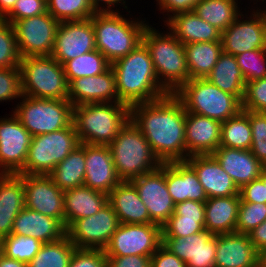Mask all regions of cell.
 <instances>
[{
  "label": "cell",
  "mask_w": 266,
  "mask_h": 267,
  "mask_svg": "<svg viewBox=\"0 0 266 267\" xmlns=\"http://www.w3.org/2000/svg\"><path fill=\"white\" fill-rule=\"evenodd\" d=\"M48 176L62 191L84 185L85 144L81 143L62 162L56 165Z\"/></svg>",
  "instance_id": "obj_35"
},
{
  "label": "cell",
  "mask_w": 266,
  "mask_h": 267,
  "mask_svg": "<svg viewBox=\"0 0 266 267\" xmlns=\"http://www.w3.org/2000/svg\"><path fill=\"white\" fill-rule=\"evenodd\" d=\"M107 203V194L85 185L64 191L65 228L75 220L96 214Z\"/></svg>",
  "instance_id": "obj_31"
},
{
  "label": "cell",
  "mask_w": 266,
  "mask_h": 267,
  "mask_svg": "<svg viewBox=\"0 0 266 267\" xmlns=\"http://www.w3.org/2000/svg\"><path fill=\"white\" fill-rule=\"evenodd\" d=\"M2 255V244H1V241H0V256Z\"/></svg>",
  "instance_id": "obj_63"
},
{
  "label": "cell",
  "mask_w": 266,
  "mask_h": 267,
  "mask_svg": "<svg viewBox=\"0 0 266 267\" xmlns=\"http://www.w3.org/2000/svg\"><path fill=\"white\" fill-rule=\"evenodd\" d=\"M266 220V203L240 202L235 232L249 234Z\"/></svg>",
  "instance_id": "obj_44"
},
{
  "label": "cell",
  "mask_w": 266,
  "mask_h": 267,
  "mask_svg": "<svg viewBox=\"0 0 266 267\" xmlns=\"http://www.w3.org/2000/svg\"><path fill=\"white\" fill-rule=\"evenodd\" d=\"M239 0H199L193 11L221 32L226 30L244 11ZM239 4V5H238ZM242 8V9H240Z\"/></svg>",
  "instance_id": "obj_36"
},
{
  "label": "cell",
  "mask_w": 266,
  "mask_h": 267,
  "mask_svg": "<svg viewBox=\"0 0 266 267\" xmlns=\"http://www.w3.org/2000/svg\"><path fill=\"white\" fill-rule=\"evenodd\" d=\"M0 267H27V264L15 259L7 258L2 254L0 256Z\"/></svg>",
  "instance_id": "obj_58"
},
{
  "label": "cell",
  "mask_w": 266,
  "mask_h": 267,
  "mask_svg": "<svg viewBox=\"0 0 266 267\" xmlns=\"http://www.w3.org/2000/svg\"><path fill=\"white\" fill-rule=\"evenodd\" d=\"M162 245V227L155 223H120L104 249L106 256H152Z\"/></svg>",
  "instance_id": "obj_12"
},
{
  "label": "cell",
  "mask_w": 266,
  "mask_h": 267,
  "mask_svg": "<svg viewBox=\"0 0 266 267\" xmlns=\"http://www.w3.org/2000/svg\"><path fill=\"white\" fill-rule=\"evenodd\" d=\"M111 64L97 49L87 52L63 64L66 79L70 84L74 79L102 74Z\"/></svg>",
  "instance_id": "obj_39"
},
{
  "label": "cell",
  "mask_w": 266,
  "mask_h": 267,
  "mask_svg": "<svg viewBox=\"0 0 266 267\" xmlns=\"http://www.w3.org/2000/svg\"><path fill=\"white\" fill-rule=\"evenodd\" d=\"M130 182L147 207L150 223L162 227L175 210V204L166 186V163H162L152 172L133 178Z\"/></svg>",
  "instance_id": "obj_16"
},
{
  "label": "cell",
  "mask_w": 266,
  "mask_h": 267,
  "mask_svg": "<svg viewBox=\"0 0 266 267\" xmlns=\"http://www.w3.org/2000/svg\"><path fill=\"white\" fill-rule=\"evenodd\" d=\"M166 186L175 205L185 200L208 199L196 172L186 161L166 163Z\"/></svg>",
  "instance_id": "obj_26"
},
{
  "label": "cell",
  "mask_w": 266,
  "mask_h": 267,
  "mask_svg": "<svg viewBox=\"0 0 266 267\" xmlns=\"http://www.w3.org/2000/svg\"><path fill=\"white\" fill-rule=\"evenodd\" d=\"M96 49L90 18L59 23L51 56L60 64Z\"/></svg>",
  "instance_id": "obj_17"
},
{
  "label": "cell",
  "mask_w": 266,
  "mask_h": 267,
  "mask_svg": "<svg viewBox=\"0 0 266 267\" xmlns=\"http://www.w3.org/2000/svg\"><path fill=\"white\" fill-rule=\"evenodd\" d=\"M242 109L266 113V77L246 83Z\"/></svg>",
  "instance_id": "obj_48"
},
{
  "label": "cell",
  "mask_w": 266,
  "mask_h": 267,
  "mask_svg": "<svg viewBox=\"0 0 266 267\" xmlns=\"http://www.w3.org/2000/svg\"><path fill=\"white\" fill-rule=\"evenodd\" d=\"M221 124L206 116L186 112L187 158L193 155H211L220 146Z\"/></svg>",
  "instance_id": "obj_23"
},
{
  "label": "cell",
  "mask_w": 266,
  "mask_h": 267,
  "mask_svg": "<svg viewBox=\"0 0 266 267\" xmlns=\"http://www.w3.org/2000/svg\"><path fill=\"white\" fill-rule=\"evenodd\" d=\"M47 11L59 22L84 20L95 13L90 0H47Z\"/></svg>",
  "instance_id": "obj_41"
},
{
  "label": "cell",
  "mask_w": 266,
  "mask_h": 267,
  "mask_svg": "<svg viewBox=\"0 0 266 267\" xmlns=\"http://www.w3.org/2000/svg\"><path fill=\"white\" fill-rule=\"evenodd\" d=\"M220 146L250 150L252 129L249 117L243 111L221 124Z\"/></svg>",
  "instance_id": "obj_38"
},
{
  "label": "cell",
  "mask_w": 266,
  "mask_h": 267,
  "mask_svg": "<svg viewBox=\"0 0 266 267\" xmlns=\"http://www.w3.org/2000/svg\"><path fill=\"white\" fill-rule=\"evenodd\" d=\"M2 254L28 264L44 244L38 239L24 235L10 234L1 240Z\"/></svg>",
  "instance_id": "obj_40"
},
{
  "label": "cell",
  "mask_w": 266,
  "mask_h": 267,
  "mask_svg": "<svg viewBox=\"0 0 266 267\" xmlns=\"http://www.w3.org/2000/svg\"><path fill=\"white\" fill-rule=\"evenodd\" d=\"M206 79L243 101L246 82L234 55L223 52Z\"/></svg>",
  "instance_id": "obj_33"
},
{
  "label": "cell",
  "mask_w": 266,
  "mask_h": 267,
  "mask_svg": "<svg viewBox=\"0 0 266 267\" xmlns=\"http://www.w3.org/2000/svg\"><path fill=\"white\" fill-rule=\"evenodd\" d=\"M164 26L184 45L221 41V31L201 19L193 10L171 15Z\"/></svg>",
  "instance_id": "obj_27"
},
{
  "label": "cell",
  "mask_w": 266,
  "mask_h": 267,
  "mask_svg": "<svg viewBox=\"0 0 266 267\" xmlns=\"http://www.w3.org/2000/svg\"><path fill=\"white\" fill-rule=\"evenodd\" d=\"M19 68L22 95L68 100L69 83L63 65L52 56L22 57Z\"/></svg>",
  "instance_id": "obj_8"
},
{
  "label": "cell",
  "mask_w": 266,
  "mask_h": 267,
  "mask_svg": "<svg viewBox=\"0 0 266 267\" xmlns=\"http://www.w3.org/2000/svg\"><path fill=\"white\" fill-rule=\"evenodd\" d=\"M25 207L58 219L65 226L64 191L48 175L23 174Z\"/></svg>",
  "instance_id": "obj_18"
},
{
  "label": "cell",
  "mask_w": 266,
  "mask_h": 267,
  "mask_svg": "<svg viewBox=\"0 0 266 267\" xmlns=\"http://www.w3.org/2000/svg\"><path fill=\"white\" fill-rule=\"evenodd\" d=\"M118 177L130 181L159 168L162 162L154 154L149 142L131 119L108 145Z\"/></svg>",
  "instance_id": "obj_6"
},
{
  "label": "cell",
  "mask_w": 266,
  "mask_h": 267,
  "mask_svg": "<svg viewBox=\"0 0 266 267\" xmlns=\"http://www.w3.org/2000/svg\"><path fill=\"white\" fill-rule=\"evenodd\" d=\"M250 6L253 5L248 7L251 11L244 8L247 13L242 12L221 32L224 53L236 56L250 50L266 49V8Z\"/></svg>",
  "instance_id": "obj_11"
},
{
  "label": "cell",
  "mask_w": 266,
  "mask_h": 267,
  "mask_svg": "<svg viewBox=\"0 0 266 267\" xmlns=\"http://www.w3.org/2000/svg\"><path fill=\"white\" fill-rule=\"evenodd\" d=\"M47 11V0H17L13 9L3 20L13 24L16 20L44 14Z\"/></svg>",
  "instance_id": "obj_49"
},
{
  "label": "cell",
  "mask_w": 266,
  "mask_h": 267,
  "mask_svg": "<svg viewBox=\"0 0 266 267\" xmlns=\"http://www.w3.org/2000/svg\"><path fill=\"white\" fill-rule=\"evenodd\" d=\"M259 179L264 183V185H266V168L264 169V171L262 172L261 176L259 177Z\"/></svg>",
  "instance_id": "obj_61"
},
{
  "label": "cell",
  "mask_w": 266,
  "mask_h": 267,
  "mask_svg": "<svg viewBox=\"0 0 266 267\" xmlns=\"http://www.w3.org/2000/svg\"><path fill=\"white\" fill-rule=\"evenodd\" d=\"M111 67L116 77L118 98L128 107L169 94L158 81L149 51L143 43L113 62Z\"/></svg>",
  "instance_id": "obj_2"
},
{
  "label": "cell",
  "mask_w": 266,
  "mask_h": 267,
  "mask_svg": "<svg viewBox=\"0 0 266 267\" xmlns=\"http://www.w3.org/2000/svg\"><path fill=\"white\" fill-rule=\"evenodd\" d=\"M75 249L65 235L60 240L44 243L27 267H68Z\"/></svg>",
  "instance_id": "obj_37"
},
{
  "label": "cell",
  "mask_w": 266,
  "mask_h": 267,
  "mask_svg": "<svg viewBox=\"0 0 266 267\" xmlns=\"http://www.w3.org/2000/svg\"><path fill=\"white\" fill-rule=\"evenodd\" d=\"M11 234L30 236L42 243H49L63 238L66 228L58 219L24 207L14 220Z\"/></svg>",
  "instance_id": "obj_28"
},
{
  "label": "cell",
  "mask_w": 266,
  "mask_h": 267,
  "mask_svg": "<svg viewBox=\"0 0 266 267\" xmlns=\"http://www.w3.org/2000/svg\"><path fill=\"white\" fill-rule=\"evenodd\" d=\"M108 267H151L150 256H106Z\"/></svg>",
  "instance_id": "obj_54"
},
{
  "label": "cell",
  "mask_w": 266,
  "mask_h": 267,
  "mask_svg": "<svg viewBox=\"0 0 266 267\" xmlns=\"http://www.w3.org/2000/svg\"><path fill=\"white\" fill-rule=\"evenodd\" d=\"M17 0H0V19H3L15 5Z\"/></svg>",
  "instance_id": "obj_59"
},
{
  "label": "cell",
  "mask_w": 266,
  "mask_h": 267,
  "mask_svg": "<svg viewBox=\"0 0 266 267\" xmlns=\"http://www.w3.org/2000/svg\"><path fill=\"white\" fill-rule=\"evenodd\" d=\"M248 117L252 129V154L266 167V113L242 110Z\"/></svg>",
  "instance_id": "obj_45"
},
{
  "label": "cell",
  "mask_w": 266,
  "mask_h": 267,
  "mask_svg": "<svg viewBox=\"0 0 266 267\" xmlns=\"http://www.w3.org/2000/svg\"><path fill=\"white\" fill-rule=\"evenodd\" d=\"M130 119V107L122 102L73 106V124L80 143L108 146Z\"/></svg>",
  "instance_id": "obj_5"
},
{
  "label": "cell",
  "mask_w": 266,
  "mask_h": 267,
  "mask_svg": "<svg viewBox=\"0 0 266 267\" xmlns=\"http://www.w3.org/2000/svg\"><path fill=\"white\" fill-rule=\"evenodd\" d=\"M14 106L12 113L32 136L58 131L73 121V106L69 100L23 95Z\"/></svg>",
  "instance_id": "obj_9"
},
{
  "label": "cell",
  "mask_w": 266,
  "mask_h": 267,
  "mask_svg": "<svg viewBox=\"0 0 266 267\" xmlns=\"http://www.w3.org/2000/svg\"><path fill=\"white\" fill-rule=\"evenodd\" d=\"M260 267H266V250L260 255Z\"/></svg>",
  "instance_id": "obj_60"
},
{
  "label": "cell",
  "mask_w": 266,
  "mask_h": 267,
  "mask_svg": "<svg viewBox=\"0 0 266 267\" xmlns=\"http://www.w3.org/2000/svg\"><path fill=\"white\" fill-rule=\"evenodd\" d=\"M151 267H186V263L161 245L150 257Z\"/></svg>",
  "instance_id": "obj_53"
},
{
  "label": "cell",
  "mask_w": 266,
  "mask_h": 267,
  "mask_svg": "<svg viewBox=\"0 0 266 267\" xmlns=\"http://www.w3.org/2000/svg\"><path fill=\"white\" fill-rule=\"evenodd\" d=\"M248 235L256 250L263 253L266 250V220Z\"/></svg>",
  "instance_id": "obj_57"
},
{
  "label": "cell",
  "mask_w": 266,
  "mask_h": 267,
  "mask_svg": "<svg viewBox=\"0 0 266 267\" xmlns=\"http://www.w3.org/2000/svg\"><path fill=\"white\" fill-rule=\"evenodd\" d=\"M174 95L181 101L186 112L221 123L243 110L242 101L237 96L222 91L206 78L190 79Z\"/></svg>",
  "instance_id": "obj_7"
},
{
  "label": "cell",
  "mask_w": 266,
  "mask_h": 267,
  "mask_svg": "<svg viewBox=\"0 0 266 267\" xmlns=\"http://www.w3.org/2000/svg\"><path fill=\"white\" fill-rule=\"evenodd\" d=\"M155 1H156L155 6H157L158 11L162 13L163 19H165L162 21L165 22L169 17H171V15L193 10L199 0H155Z\"/></svg>",
  "instance_id": "obj_51"
},
{
  "label": "cell",
  "mask_w": 266,
  "mask_h": 267,
  "mask_svg": "<svg viewBox=\"0 0 266 267\" xmlns=\"http://www.w3.org/2000/svg\"><path fill=\"white\" fill-rule=\"evenodd\" d=\"M24 207L23 174H0V241L12 233L14 220Z\"/></svg>",
  "instance_id": "obj_29"
},
{
  "label": "cell",
  "mask_w": 266,
  "mask_h": 267,
  "mask_svg": "<svg viewBox=\"0 0 266 267\" xmlns=\"http://www.w3.org/2000/svg\"><path fill=\"white\" fill-rule=\"evenodd\" d=\"M162 245L186 267H215L216 235L207 230L186 237L162 236Z\"/></svg>",
  "instance_id": "obj_19"
},
{
  "label": "cell",
  "mask_w": 266,
  "mask_h": 267,
  "mask_svg": "<svg viewBox=\"0 0 266 267\" xmlns=\"http://www.w3.org/2000/svg\"><path fill=\"white\" fill-rule=\"evenodd\" d=\"M59 23L48 12L16 20L12 25L21 58L51 56Z\"/></svg>",
  "instance_id": "obj_13"
},
{
  "label": "cell",
  "mask_w": 266,
  "mask_h": 267,
  "mask_svg": "<svg viewBox=\"0 0 266 267\" xmlns=\"http://www.w3.org/2000/svg\"><path fill=\"white\" fill-rule=\"evenodd\" d=\"M189 80L206 78L223 53L221 41L195 42L184 45Z\"/></svg>",
  "instance_id": "obj_34"
},
{
  "label": "cell",
  "mask_w": 266,
  "mask_h": 267,
  "mask_svg": "<svg viewBox=\"0 0 266 267\" xmlns=\"http://www.w3.org/2000/svg\"><path fill=\"white\" fill-rule=\"evenodd\" d=\"M80 144L73 122L58 131L33 136L26 163L19 174L48 175Z\"/></svg>",
  "instance_id": "obj_10"
},
{
  "label": "cell",
  "mask_w": 266,
  "mask_h": 267,
  "mask_svg": "<svg viewBox=\"0 0 266 267\" xmlns=\"http://www.w3.org/2000/svg\"><path fill=\"white\" fill-rule=\"evenodd\" d=\"M126 2H128V0H90L95 12H119L120 9L117 7L120 6L123 7L126 12L130 13L128 3L126 4Z\"/></svg>",
  "instance_id": "obj_56"
},
{
  "label": "cell",
  "mask_w": 266,
  "mask_h": 267,
  "mask_svg": "<svg viewBox=\"0 0 266 267\" xmlns=\"http://www.w3.org/2000/svg\"><path fill=\"white\" fill-rule=\"evenodd\" d=\"M122 12H95L90 17L95 31L96 49L110 64L128 55L142 43L144 29L150 23L146 17L133 18L128 13L122 15Z\"/></svg>",
  "instance_id": "obj_3"
},
{
  "label": "cell",
  "mask_w": 266,
  "mask_h": 267,
  "mask_svg": "<svg viewBox=\"0 0 266 267\" xmlns=\"http://www.w3.org/2000/svg\"><path fill=\"white\" fill-rule=\"evenodd\" d=\"M245 82L266 77V49H255L236 55Z\"/></svg>",
  "instance_id": "obj_43"
},
{
  "label": "cell",
  "mask_w": 266,
  "mask_h": 267,
  "mask_svg": "<svg viewBox=\"0 0 266 267\" xmlns=\"http://www.w3.org/2000/svg\"><path fill=\"white\" fill-rule=\"evenodd\" d=\"M22 96L20 68H0V103L18 101Z\"/></svg>",
  "instance_id": "obj_47"
},
{
  "label": "cell",
  "mask_w": 266,
  "mask_h": 267,
  "mask_svg": "<svg viewBox=\"0 0 266 267\" xmlns=\"http://www.w3.org/2000/svg\"><path fill=\"white\" fill-rule=\"evenodd\" d=\"M108 203L114 209L119 222L148 224L150 215L135 186L130 181H121L109 194Z\"/></svg>",
  "instance_id": "obj_30"
},
{
  "label": "cell",
  "mask_w": 266,
  "mask_h": 267,
  "mask_svg": "<svg viewBox=\"0 0 266 267\" xmlns=\"http://www.w3.org/2000/svg\"><path fill=\"white\" fill-rule=\"evenodd\" d=\"M204 230L205 218L180 217L173 213L162 226V236L186 237Z\"/></svg>",
  "instance_id": "obj_46"
},
{
  "label": "cell",
  "mask_w": 266,
  "mask_h": 267,
  "mask_svg": "<svg viewBox=\"0 0 266 267\" xmlns=\"http://www.w3.org/2000/svg\"><path fill=\"white\" fill-rule=\"evenodd\" d=\"M240 201V195L208 198L205 201V230L213 235L235 232Z\"/></svg>",
  "instance_id": "obj_32"
},
{
  "label": "cell",
  "mask_w": 266,
  "mask_h": 267,
  "mask_svg": "<svg viewBox=\"0 0 266 267\" xmlns=\"http://www.w3.org/2000/svg\"><path fill=\"white\" fill-rule=\"evenodd\" d=\"M68 267H108L104 250L76 248Z\"/></svg>",
  "instance_id": "obj_50"
},
{
  "label": "cell",
  "mask_w": 266,
  "mask_h": 267,
  "mask_svg": "<svg viewBox=\"0 0 266 267\" xmlns=\"http://www.w3.org/2000/svg\"><path fill=\"white\" fill-rule=\"evenodd\" d=\"M121 181L109 146L85 144L84 185L108 195Z\"/></svg>",
  "instance_id": "obj_21"
},
{
  "label": "cell",
  "mask_w": 266,
  "mask_h": 267,
  "mask_svg": "<svg viewBox=\"0 0 266 267\" xmlns=\"http://www.w3.org/2000/svg\"><path fill=\"white\" fill-rule=\"evenodd\" d=\"M174 213L180 217L205 218V202L185 200L175 205Z\"/></svg>",
  "instance_id": "obj_55"
},
{
  "label": "cell",
  "mask_w": 266,
  "mask_h": 267,
  "mask_svg": "<svg viewBox=\"0 0 266 267\" xmlns=\"http://www.w3.org/2000/svg\"><path fill=\"white\" fill-rule=\"evenodd\" d=\"M250 1H251V0H250ZM252 1H253L254 5H255V4L258 5L257 3L260 2V1L263 2L264 4L266 3V0H259V1H258V0H252ZM254 1H255V2H254Z\"/></svg>",
  "instance_id": "obj_62"
},
{
  "label": "cell",
  "mask_w": 266,
  "mask_h": 267,
  "mask_svg": "<svg viewBox=\"0 0 266 267\" xmlns=\"http://www.w3.org/2000/svg\"><path fill=\"white\" fill-rule=\"evenodd\" d=\"M211 155L239 189L258 179L266 168L250 150L219 146Z\"/></svg>",
  "instance_id": "obj_25"
},
{
  "label": "cell",
  "mask_w": 266,
  "mask_h": 267,
  "mask_svg": "<svg viewBox=\"0 0 266 267\" xmlns=\"http://www.w3.org/2000/svg\"><path fill=\"white\" fill-rule=\"evenodd\" d=\"M130 119L162 163L187 159L186 111L174 94L131 106Z\"/></svg>",
  "instance_id": "obj_1"
},
{
  "label": "cell",
  "mask_w": 266,
  "mask_h": 267,
  "mask_svg": "<svg viewBox=\"0 0 266 267\" xmlns=\"http://www.w3.org/2000/svg\"><path fill=\"white\" fill-rule=\"evenodd\" d=\"M196 172L208 198L239 195V188L212 155H193L185 160Z\"/></svg>",
  "instance_id": "obj_24"
},
{
  "label": "cell",
  "mask_w": 266,
  "mask_h": 267,
  "mask_svg": "<svg viewBox=\"0 0 266 267\" xmlns=\"http://www.w3.org/2000/svg\"><path fill=\"white\" fill-rule=\"evenodd\" d=\"M158 31L150 23L144 29L142 43L149 51L158 81L169 93L174 94L189 81L187 59L182 44L168 29Z\"/></svg>",
  "instance_id": "obj_4"
},
{
  "label": "cell",
  "mask_w": 266,
  "mask_h": 267,
  "mask_svg": "<svg viewBox=\"0 0 266 267\" xmlns=\"http://www.w3.org/2000/svg\"><path fill=\"white\" fill-rule=\"evenodd\" d=\"M68 100L72 106L88 103L120 102L115 73L110 66L105 72L74 79L69 84Z\"/></svg>",
  "instance_id": "obj_20"
},
{
  "label": "cell",
  "mask_w": 266,
  "mask_h": 267,
  "mask_svg": "<svg viewBox=\"0 0 266 267\" xmlns=\"http://www.w3.org/2000/svg\"><path fill=\"white\" fill-rule=\"evenodd\" d=\"M260 255L248 234L216 235L215 267H260Z\"/></svg>",
  "instance_id": "obj_22"
},
{
  "label": "cell",
  "mask_w": 266,
  "mask_h": 267,
  "mask_svg": "<svg viewBox=\"0 0 266 267\" xmlns=\"http://www.w3.org/2000/svg\"><path fill=\"white\" fill-rule=\"evenodd\" d=\"M240 202L266 203V185L258 178L239 189Z\"/></svg>",
  "instance_id": "obj_52"
},
{
  "label": "cell",
  "mask_w": 266,
  "mask_h": 267,
  "mask_svg": "<svg viewBox=\"0 0 266 267\" xmlns=\"http://www.w3.org/2000/svg\"><path fill=\"white\" fill-rule=\"evenodd\" d=\"M20 60L13 25L0 19V68L19 67Z\"/></svg>",
  "instance_id": "obj_42"
},
{
  "label": "cell",
  "mask_w": 266,
  "mask_h": 267,
  "mask_svg": "<svg viewBox=\"0 0 266 267\" xmlns=\"http://www.w3.org/2000/svg\"><path fill=\"white\" fill-rule=\"evenodd\" d=\"M32 137L12 111L0 118V174L23 170Z\"/></svg>",
  "instance_id": "obj_15"
},
{
  "label": "cell",
  "mask_w": 266,
  "mask_h": 267,
  "mask_svg": "<svg viewBox=\"0 0 266 267\" xmlns=\"http://www.w3.org/2000/svg\"><path fill=\"white\" fill-rule=\"evenodd\" d=\"M119 225L114 209L107 203L96 214L75 220L66 235L76 248L104 250Z\"/></svg>",
  "instance_id": "obj_14"
}]
</instances>
